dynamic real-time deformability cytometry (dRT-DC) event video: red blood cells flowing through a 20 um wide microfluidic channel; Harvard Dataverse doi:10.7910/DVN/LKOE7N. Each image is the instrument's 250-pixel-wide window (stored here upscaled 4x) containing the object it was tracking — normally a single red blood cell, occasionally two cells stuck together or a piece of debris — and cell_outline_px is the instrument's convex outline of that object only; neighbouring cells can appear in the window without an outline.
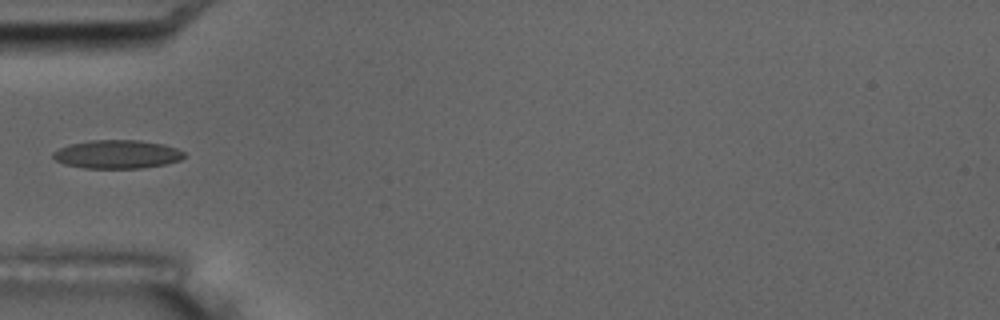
{"species": "common noctule bat (a hibernating species)", "species_latin": "Nyctalus noctula", "temperature_condition": "room temperature", "stored_images_in_passage": 3, "camera_frame_rate_fps": 3000, "um_per_image_px": 0.085, "animal": {"sex": "male", "body_mass_g": 17.5, "forearm_length_mm": 52.3}, "frame": {"image": 1, "passage_image": 3, "time_ms": 3.0, "image_size_px": [1000, 320], "cell_outline_px": [[184, 156], [180, 160], [164, 164], [140, 168], [84, 168], [64, 164], [56, 160], [52, 156], [52, 152], [68, 144], [88, 140], [140, 140], [164, 144], [176, 148], [184, 152]], "centroid_in_image_um": [9.93, 13.1], "position_along_channel_um": 75.1, "area_um2": 21.79}}